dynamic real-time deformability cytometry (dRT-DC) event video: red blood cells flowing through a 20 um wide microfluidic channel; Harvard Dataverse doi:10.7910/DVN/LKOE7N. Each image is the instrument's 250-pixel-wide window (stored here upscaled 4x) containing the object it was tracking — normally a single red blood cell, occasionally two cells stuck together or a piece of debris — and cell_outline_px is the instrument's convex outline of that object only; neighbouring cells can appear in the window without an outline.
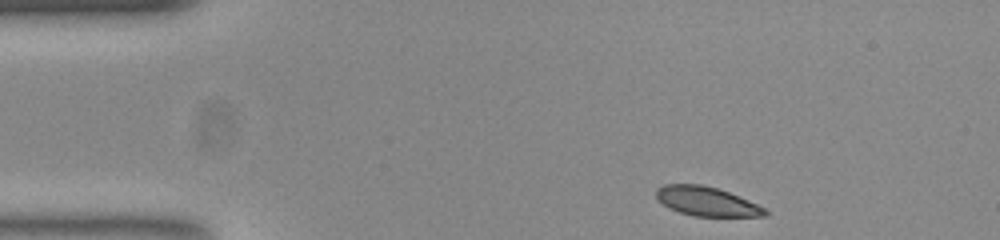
{"species": "common noctule bat (a hibernating species)", "species_latin": "Nyctalus noctula", "temperature_condition": "room temperature", "stored_images_in_passage": 46, "camera_frame_rate_fps": 3000, "um_per_image_px": 0.085, "animal": {"sex": "female", "body_mass_g": 23.0, "forearm_length_mm": 53.4}, "frame": {"image": 1, "passage_image": 1, "time_ms": 0.0, "image_size_px": [1000, 240], "cell_outline_px": [[768, 212], [764, 216], [692, 216], [668, 208], [656, 196], [656, 188], [664, 184], [700, 184], [716, 188], [728, 192], [768, 208]], "centroid_in_image_um": [60.07, 17.12], "position_along_channel_um": 24.9, "area_um2": 18.44}}
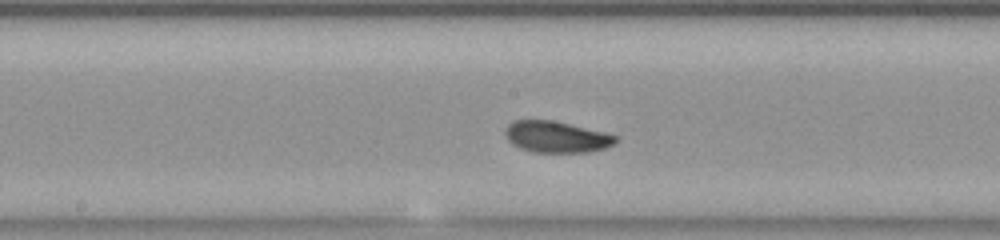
{"frame": {"image": 2, "passage_image": 20, "time_ms": 6.333, "image_size_px": [1000, 240], "cell_outline_px": [[620, 136], [612, 144], [604, 148], [588, 152], [532, 152], [520, 148], [512, 144], [508, 140], [504, 132], [508, 124], [512, 120], [552, 120], [604, 132]], "centroid_in_image_um": [47.26, 11.63], "position_along_channel_um": 200.9, "area_um2": 20.11}}
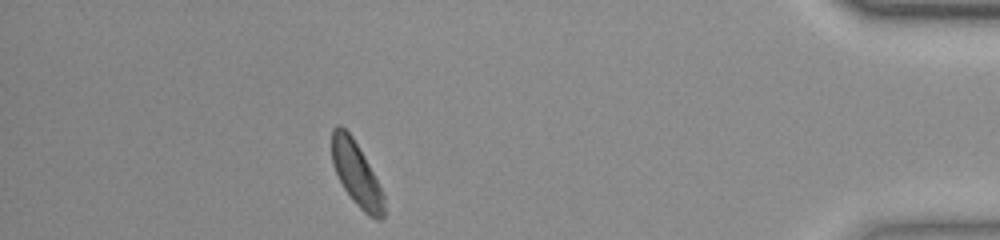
{"frame": {"image": 3, "passage_image": 40, "time_ms": 13.0, "image_size_px": [1000, 240], "cell_outline_px": [[384, 216], [380, 220], [376, 220], [368, 216], [352, 200], [344, 188], [332, 164], [332, 128], [336, 124], [340, 124], [352, 136], [384, 192]], "centroid_in_image_um": [30.3, 14.79], "position_along_channel_um": 404.9, "area_um2": 19.36}, "authors_computed_cell_mechanics": {"area_um2": 19.9121, "velocity_mm_per_s": 3.8433, "shape_relaxation_time_tau1_ms": 2.5504, "shape_relaxation_time_tau2_ms": 4.8011, "deformation_change_tau1": 0.0967, "deformation_change_tau2": 0.0828}}